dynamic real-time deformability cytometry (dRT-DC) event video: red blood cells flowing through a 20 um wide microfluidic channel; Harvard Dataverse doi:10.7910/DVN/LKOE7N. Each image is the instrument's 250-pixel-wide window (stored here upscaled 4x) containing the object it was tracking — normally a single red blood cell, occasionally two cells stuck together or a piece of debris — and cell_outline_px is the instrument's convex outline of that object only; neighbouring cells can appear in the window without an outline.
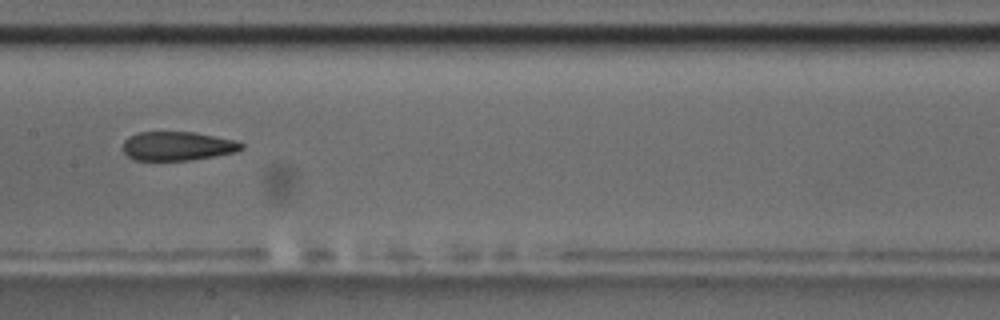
{"species": "common noctule bat (a hibernating species)", "species_latin": "Nyctalus noctula", "temperature_condition": "room temperature", "stored_images_in_passage": 14, "camera_frame_rate_fps": 3000, "um_per_image_px": 0.085, "animal": {"sex": "male", "body_mass_g": 17.5, "forearm_length_mm": 52.3}, "frame": {"image": 1, "passage_image": 7, "time_ms": 7.667, "image_size_px": [1000, 320], "cell_outline_px": [[244, 148], [236, 152], [192, 160], [136, 160], [128, 156], [124, 152], [124, 140], [128, 136], [136, 132], [192, 132], [236, 140], [244, 144]], "centroid_in_image_um": [15.1, 12.41], "position_along_channel_um": 192.3, "area_um2": 20.0}, "authors_computed_cell_mechanics": {"area_um2": 20.8658, "velocity_mm_per_s": 3.5454, "shape_relaxation_time_tau1_ms": null, "shape_relaxation_time_tau2_ms": 3.5024, "deformation_change_tau1": null, "deformation_change_tau2": 0.1298}}